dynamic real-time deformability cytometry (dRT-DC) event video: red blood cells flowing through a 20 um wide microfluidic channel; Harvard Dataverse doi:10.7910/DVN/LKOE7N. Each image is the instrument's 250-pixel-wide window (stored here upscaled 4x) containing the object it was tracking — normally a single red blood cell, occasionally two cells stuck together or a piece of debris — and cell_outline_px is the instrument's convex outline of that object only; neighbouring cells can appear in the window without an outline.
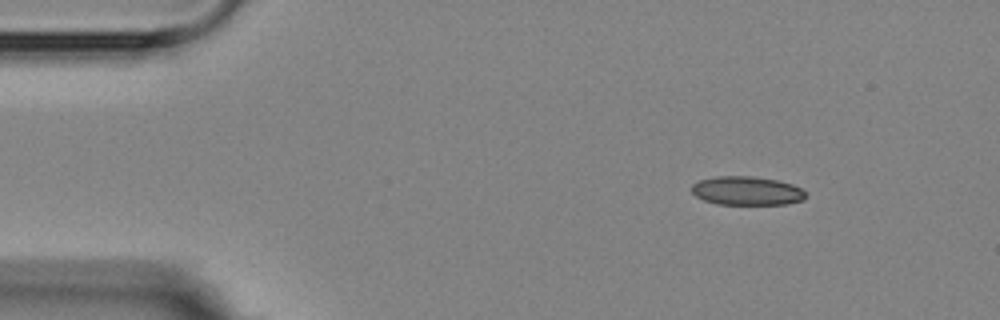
{"species": "Egyptian fruit bat (a non-hibernating species)", "species_latin": "Rousettus aegyptiacus", "temperature_condition": "room temperature", "stored_images_in_passage": 8, "camera_frame_rate_fps": 3000, "um_per_image_px": 0.085, "animal": {"sex": "female"}, "frame": {"image": 1, "passage_image": 1, "time_ms": 0.0, "image_size_px": [1000, 320], "cell_outline_px": [[804, 200], [784, 204], [716, 204], [704, 200], [696, 196], [692, 192], [692, 184], [700, 180], [716, 176], [752, 176], [776, 180], [792, 184], [800, 188], [804, 192]], "centroid_in_image_um": [63.45, 16.21], "position_along_channel_um": 21.6, "area_um2": 18.96}}
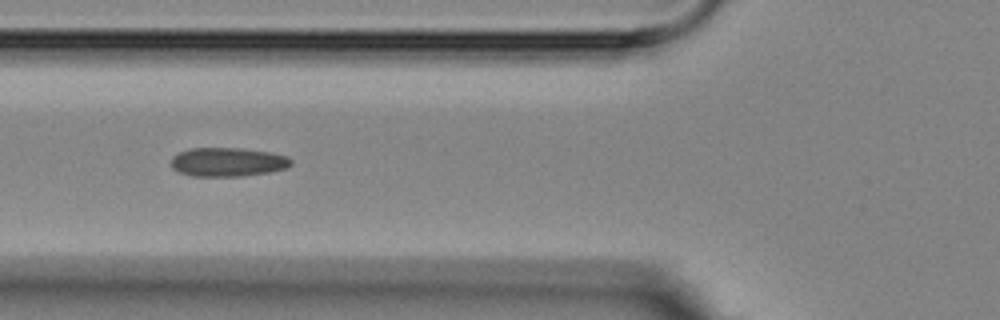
{"frame": {"image": 2, "passage_image": 5, "time_ms": 4.333, "image_size_px": [1000, 320], "cell_outline_px": [[292, 164], [288, 168], [268, 172], [240, 176], [192, 176], [180, 172], [172, 168], [172, 156], [180, 152], [192, 148], [244, 148], [272, 152], [288, 156], [292, 160]], "centroid_in_image_um": [19.4, 13.76], "position_along_channel_um": 106.4, "area_um2": 20.29}}
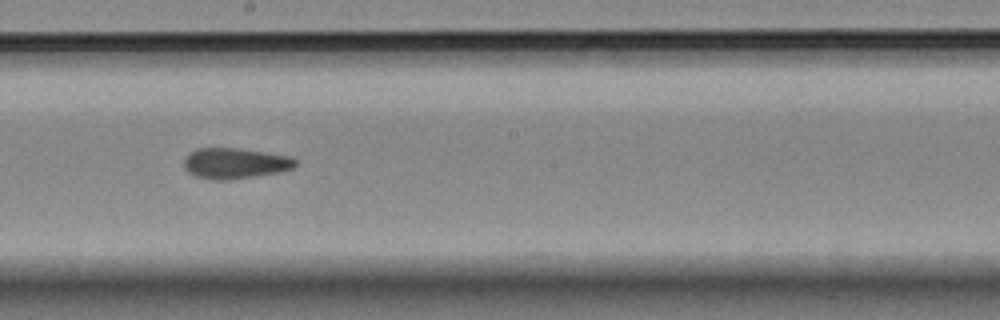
{"frame": {"image": 3, "passage_image": 8, "time_ms": 7.667, "image_size_px": [1000, 320], "cell_outline_px": [[296, 164], [292, 168], [276, 172], [228, 180], [216, 180], [196, 176], [188, 172], [184, 168], [184, 156], [188, 152], [196, 148], [240, 148], [292, 156], [296, 160]], "centroid_in_image_um": [19.93, 13.86], "position_along_channel_um": 228.3, "area_um2": 19.94}}